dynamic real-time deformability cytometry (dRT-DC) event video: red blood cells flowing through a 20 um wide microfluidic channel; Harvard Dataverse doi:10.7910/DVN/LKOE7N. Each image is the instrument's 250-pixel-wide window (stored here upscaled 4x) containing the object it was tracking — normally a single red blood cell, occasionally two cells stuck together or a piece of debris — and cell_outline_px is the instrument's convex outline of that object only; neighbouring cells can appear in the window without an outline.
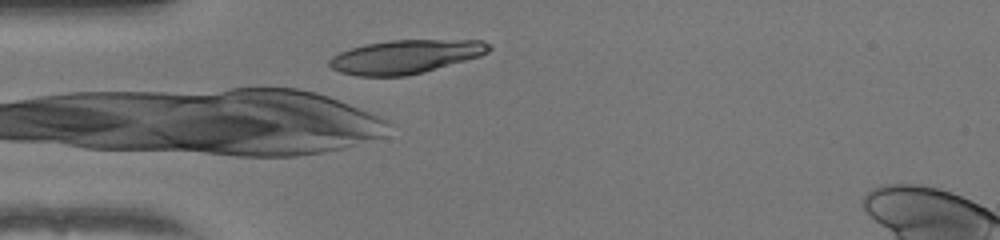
{"species": "human", "species_latin": "Homo sapiens", "temperature_condition": "warm", "stored_images_in_passage": 28, "camera_frame_rate_fps": 3000, "um_per_image_px": 0.085, "donor": {"sex": "female"}, "frame": {"image": 1, "passage_image": 1, "time_ms": 0.0, "image_size_px": [1000, 240], "cell_outline_px": [[492, 48], [488, 52], [480, 56], [424, 72], [404, 76], [356, 76], [340, 72], [332, 68], [328, 64], [328, 60], [332, 56], [340, 52], [364, 44], [392, 40], [480, 40], [492, 44]], "centroid_in_image_um": [34.47, 4.82], "position_along_channel_um": 50.5, "area_um2": 31.33}}
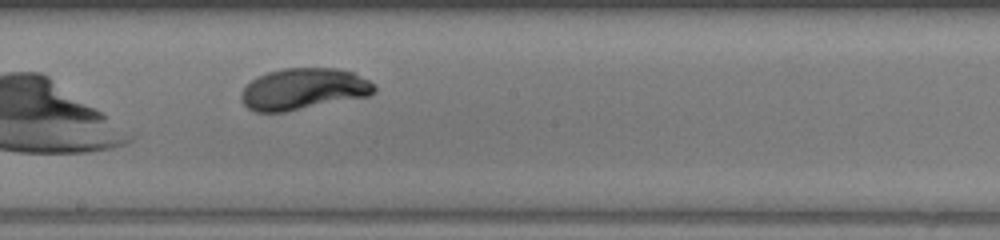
{"frame": {"image": 2, "passage_image": 15, "time_ms": 4.667, "image_size_px": [1000, 240], "cell_outline_px": [[376, 92], [368, 96], [284, 112], [256, 112], [248, 108], [240, 100], [240, 92], [252, 80], [268, 72], [284, 68], [336, 68], [352, 72], [368, 80], [376, 88]], "centroid_in_image_um": [25.78, 7.57], "position_along_channel_um": 222.4, "area_um2": 31.96}}
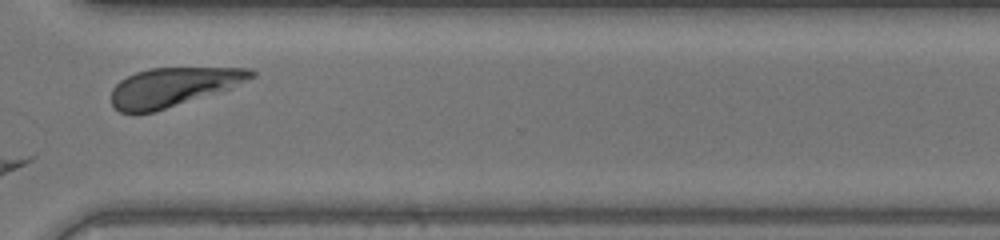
{"frame": {"image": 3, "passage_image": 25, "time_ms": 8.0, "image_size_px": [1000, 240], "cell_outline_px": [[256, 76], [228, 88], [152, 112], [136, 116], [120, 112], [112, 104], [112, 88], [120, 80], [136, 72], [148, 68], [252, 68], [256, 72]], "centroid_in_image_um": [14.64, 7.4], "position_along_channel_um": 356.0, "area_um2": 31.27}, "authors_computed_cell_mechanics": {"area_um2": 32.3102, "velocity_mm_per_s": 3.9693, "shape_relaxation_time_tau1_ms": 2.1382, "shape_relaxation_time_tau2_ms": null, "deformation_change_tau1": 0.1746, "deformation_change_tau2": null}}